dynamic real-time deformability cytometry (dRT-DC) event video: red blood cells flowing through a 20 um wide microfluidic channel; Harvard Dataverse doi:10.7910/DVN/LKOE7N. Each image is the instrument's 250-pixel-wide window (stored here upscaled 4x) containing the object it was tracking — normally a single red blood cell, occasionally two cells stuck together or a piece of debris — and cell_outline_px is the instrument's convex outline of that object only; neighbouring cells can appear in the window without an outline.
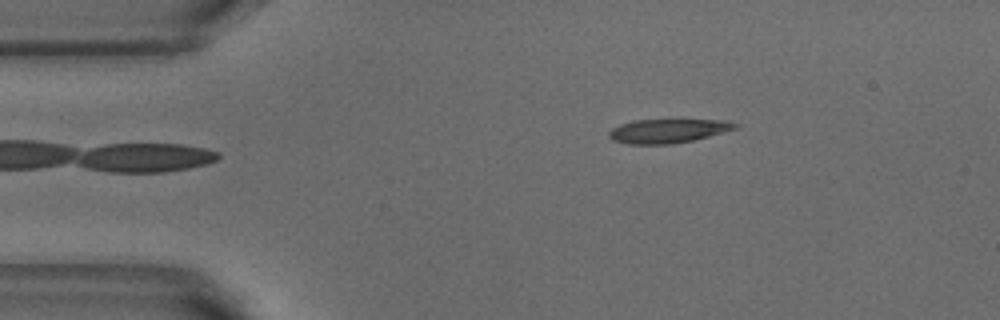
{"species": "common noctule bat (a hibernating species)", "species_latin": "Nyctalus noctula", "temperature_condition": "warm", "stored_images_in_passage": 5, "segment_of_instrument_passage": [2, 2], "camera_frame_rate_fps": 3000, "um_per_image_px": 0.085, "animal": {"sex": "male", "body_mass_g": 18.8}, "frame": {"image": 1, "passage_image": 5, "time_ms": 1.333, "image_size_px": [1000, 320], "cell_outline_px": [[740, 124], [736, 128], [708, 136], [692, 140], [672, 144], [628, 144], [612, 140], [608, 136], [608, 132], [612, 128], [620, 124], [632, 120], [728, 120]], "centroid_in_image_um": [56.74, 11.12], "position_along_channel_um": 28.3, "area_um2": 17.57}}